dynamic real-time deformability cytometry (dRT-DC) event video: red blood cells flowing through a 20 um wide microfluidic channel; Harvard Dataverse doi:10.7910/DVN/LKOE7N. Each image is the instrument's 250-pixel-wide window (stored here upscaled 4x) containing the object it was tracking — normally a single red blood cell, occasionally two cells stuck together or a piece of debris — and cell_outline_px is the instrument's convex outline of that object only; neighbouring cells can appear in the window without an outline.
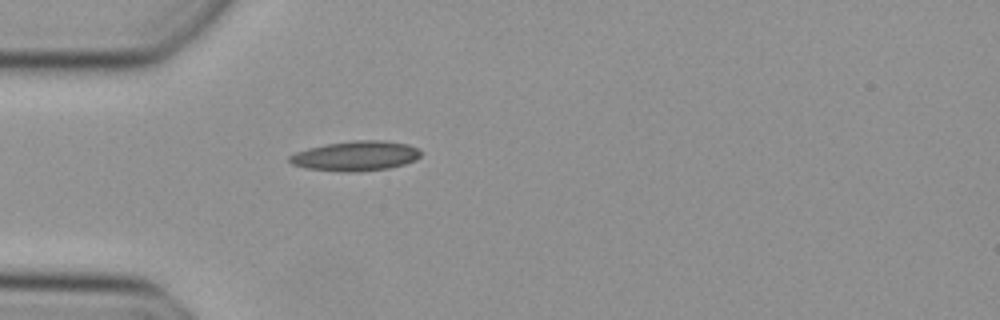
{"species": "Egyptian fruit bat (a non-hibernating species)", "species_latin": "Rousettus aegyptiacus", "temperature_condition": "cold", "stored_images_in_passage": 16, "camera_frame_rate_fps": 3000, "um_per_image_px": 0.085, "animal": {"sex": "female"}, "frame": {"image": 1, "passage_image": 1, "time_ms": 0.0, "image_size_px": [1000, 320], "cell_outline_px": [[420, 156], [416, 160], [404, 164], [388, 168], [352, 172], [348, 172], [308, 168], [292, 164], [288, 160], [288, 156], [296, 152], [308, 148], [324, 144], [352, 140], [384, 140], [408, 144], [420, 148]], "centroid_in_image_um": [30.25, 13.23], "position_along_channel_um": 54.7, "area_um2": 22.83}}
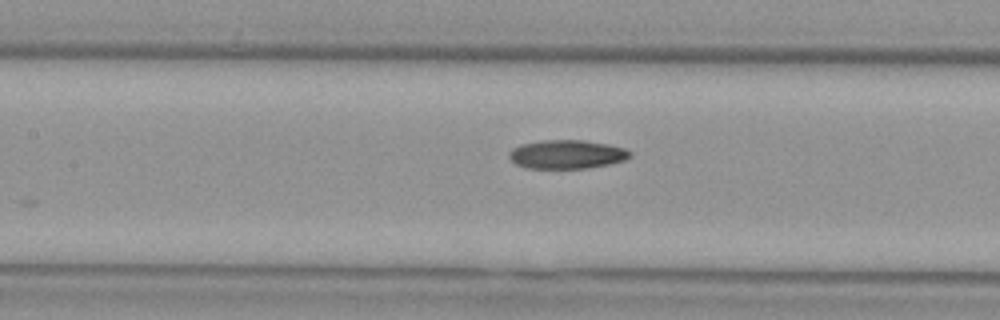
{"frame": {"image": 2, "passage_image": 9, "time_ms": 2.667, "image_size_px": [1000, 320], "cell_outline_px": [[632, 156], [624, 160], [608, 164], [584, 168], [528, 168], [516, 164], [508, 156], [508, 152], [512, 148], [520, 144], [540, 140], [584, 140], [608, 144], [624, 148], [632, 152]], "centroid_in_image_um": [48.16, 13.1], "position_along_channel_um": 159.2, "area_um2": 20.29}}
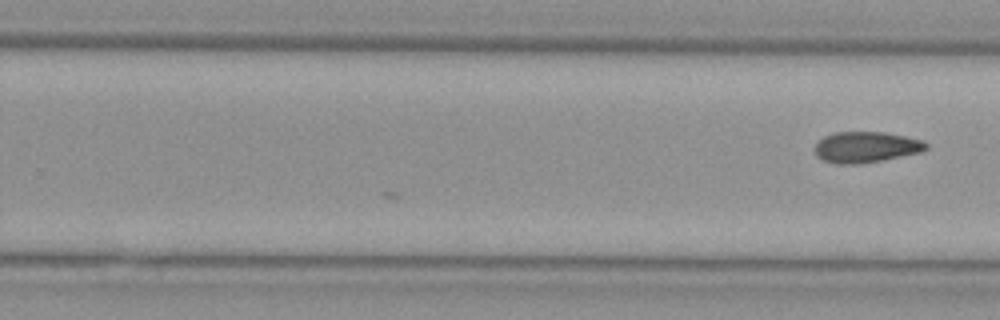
{"frame": {"image": 3, "passage_image": 16, "time_ms": 5.0, "image_size_px": [1000, 320], "cell_outline_px": [[928, 148], [920, 152], [880, 160], [856, 164], [840, 164], [824, 160], [816, 156], [812, 148], [824, 136], [832, 132], [884, 132], [924, 140], [928, 144]], "centroid_in_image_um": [73.58, 12.49], "position_along_channel_um": 256.2, "area_um2": 20.0}}